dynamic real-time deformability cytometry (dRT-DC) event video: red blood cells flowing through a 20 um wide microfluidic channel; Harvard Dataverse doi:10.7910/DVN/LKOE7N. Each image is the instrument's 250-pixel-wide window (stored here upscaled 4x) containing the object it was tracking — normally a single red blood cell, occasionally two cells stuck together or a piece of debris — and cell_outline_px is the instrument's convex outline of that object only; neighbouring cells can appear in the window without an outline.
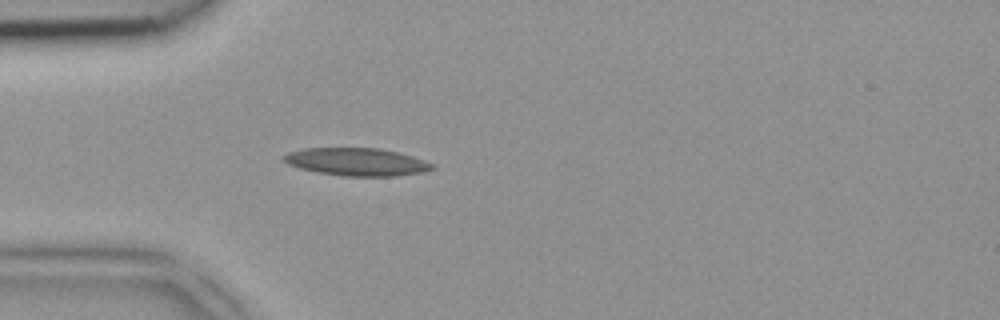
{"species": "common noctule bat (a hibernating species)", "species_latin": "Nyctalus noctula", "temperature_condition": "room temperature", "stored_images_in_passage": 4, "camera_frame_rate_fps": 3000, "um_per_image_px": 0.085, "animal": {"sex": "female", "body_mass_g": 18.4}, "frame": {"image": 1, "passage_image": 4, "time_ms": 1.0, "image_size_px": [1000, 320], "cell_outline_px": [[436, 168], [424, 172], [396, 176], [344, 176], [320, 172], [300, 168], [288, 164], [280, 156], [288, 152], [304, 148], [380, 148], [412, 156], [424, 160], [432, 164]], "centroid_in_image_um": [30.32, 13.75], "position_along_channel_um": 54.7, "area_um2": 23.93}}